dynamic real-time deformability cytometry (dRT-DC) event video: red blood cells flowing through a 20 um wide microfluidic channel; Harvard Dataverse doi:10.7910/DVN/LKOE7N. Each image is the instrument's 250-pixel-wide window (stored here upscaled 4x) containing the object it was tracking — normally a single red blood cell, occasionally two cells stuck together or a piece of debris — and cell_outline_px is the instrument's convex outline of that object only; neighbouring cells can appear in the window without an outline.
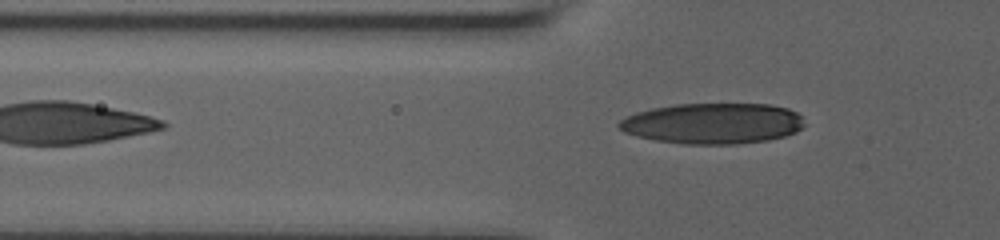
{"species": "human", "species_latin": "Homo sapiens", "temperature_condition": "room temperature", "stored_images_in_passage": 6, "camera_frame_rate_fps": 3000, "um_per_image_px": 0.085, "donor": {"sex": "male"}, "frame": {"image": 1, "passage_image": 6, "time_ms": 5.0, "image_size_px": [1000, 240], "cell_outline_px": [[804, 124], [796, 132], [784, 136], [768, 140], [736, 144], [684, 144], [656, 140], [636, 136], [624, 132], [616, 124], [620, 120], [636, 112], [652, 108], [676, 104], [768, 104], [788, 108], [796, 112], [800, 116]], "centroid_in_image_um": [60.57, 10.49], "position_along_channel_um": 65.2, "area_um2": 43.99}}